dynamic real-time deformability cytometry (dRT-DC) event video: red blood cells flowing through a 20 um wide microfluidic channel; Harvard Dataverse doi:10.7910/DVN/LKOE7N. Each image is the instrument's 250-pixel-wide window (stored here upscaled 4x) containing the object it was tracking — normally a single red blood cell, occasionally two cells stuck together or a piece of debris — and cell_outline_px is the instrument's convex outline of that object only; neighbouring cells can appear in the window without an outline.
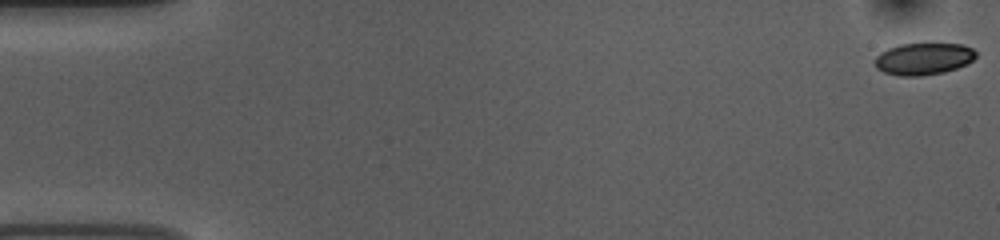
{"species": "common noctule bat (a hibernating species)", "species_latin": "Nyctalus noctula", "temperature_condition": "room temperature", "stored_images_in_passage": 54, "camera_frame_rate_fps": 3000, "um_per_image_px": 0.085, "animal": {"sex": "female", "body_mass_g": 10.0, "forearm_length_mm": 53.1}, "frame": {"image": 1, "passage_image": 1, "time_ms": 0.0, "image_size_px": [1000, 240], "cell_outline_px": [[976, 56], [968, 64], [944, 72], [920, 76], [900, 76], [884, 72], [876, 68], [876, 56], [880, 52], [888, 48], [900, 44], [960, 44], [972, 48], [976, 52]], "centroid_in_image_um": [78.5, 5.0], "position_along_channel_um": 6.5, "area_um2": 18.73}}
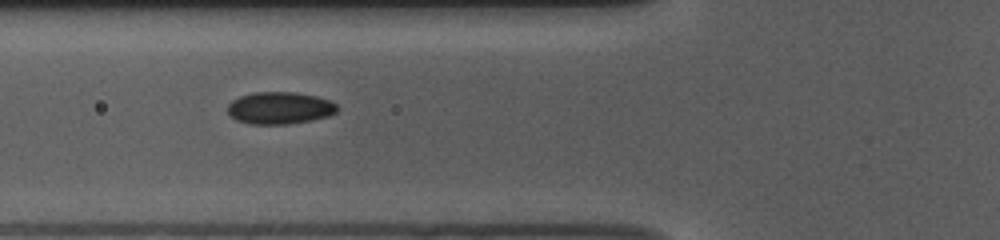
{"frame": {"image": 2, "passage_image": 20, "time_ms": 6.333, "image_size_px": [1000, 240], "cell_outline_px": [[336, 112], [328, 116], [312, 120], [288, 124], [248, 124], [236, 120], [228, 116], [228, 104], [232, 100], [240, 96], [252, 92], [292, 92], [316, 96], [328, 100], [336, 104]], "centroid_in_image_um": [23.72, 9.18], "position_along_channel_um": 102.1, "area_um2": 20.58}}
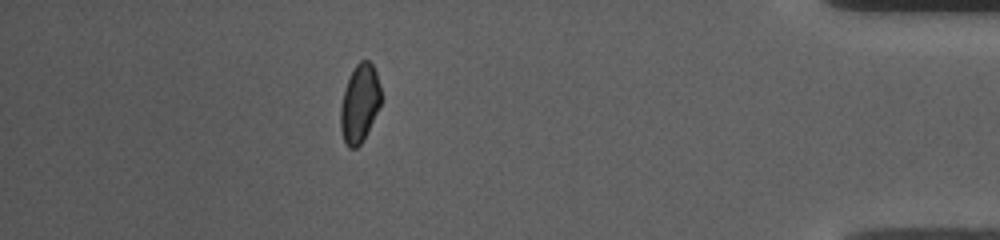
{"frame": {"image": 3, "passage_image": 48, "time_ms": 15.667, "image_size_px": [1000, 240], "cell_outline_px": [[384, 96], [364, 140], [356, 148], [348, 148], [344, 140], [340, 128], [340, 108], [344, 88], [356, 64], [360, 60], [368, 60], [372, 64], [376, 72]], "centroid_in_image_um": [30.59, 8.79], "position_along_channel_um": 404.6, "area_um2": 18.67}, "authors_computed_cell_mechanics": {"area_um2": 19.4786, "velocity_mm_per_s": 3.7351, "shape_relaxation_time_tau1_ms": 4.054, "shape_relaxation_time_tau2_ms": 2.0929, "deformation_change_tau1": 0.0791, "deformation_change_tau2": 0.0601}}